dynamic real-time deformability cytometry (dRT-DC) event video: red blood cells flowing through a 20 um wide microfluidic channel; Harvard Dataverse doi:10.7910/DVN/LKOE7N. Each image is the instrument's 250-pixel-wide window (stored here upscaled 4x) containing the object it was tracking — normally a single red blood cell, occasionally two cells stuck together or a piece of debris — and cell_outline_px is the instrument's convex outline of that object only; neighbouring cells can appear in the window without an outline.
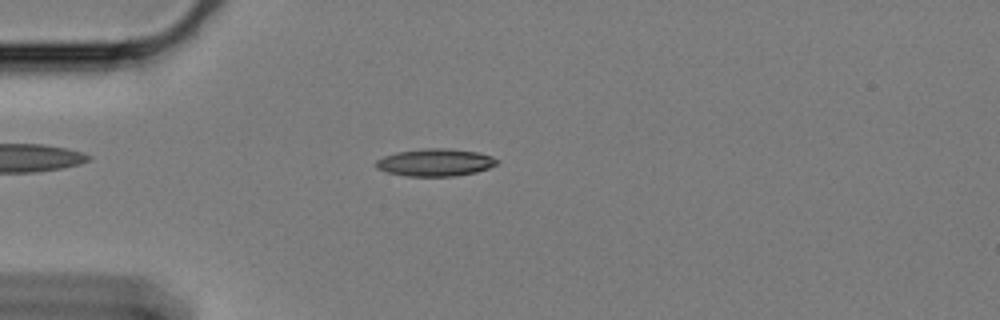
{"species": "Egyptian fruit bat (a non-hibernating species)", "species_latin": "Rousettus aegyptiacus", "temperature_condition": "cold", "stored_images_in_passage": 61, "camera_frame_rate_fps": 3000, "um_per_image_px": 0.085, "animal": {"sex": "female"}, "frame": {"image": 1, "passage_image": 17, "time_ms": 5.333, "image_size_px": [1000, 320], "cell_outline_px": [[500, 164], [476, 172], [452, 176], [408, 176], [388, 172], [376, 168], [376, 160], [384, 156], [396, 152], [424, 148], [448, 148], [476, 152], [492, 156], [500, 160]], "centroid_in_image_um": [37.03, 13.8], "position_along_channel_um": 48.0, "area_um2": 19.36}}
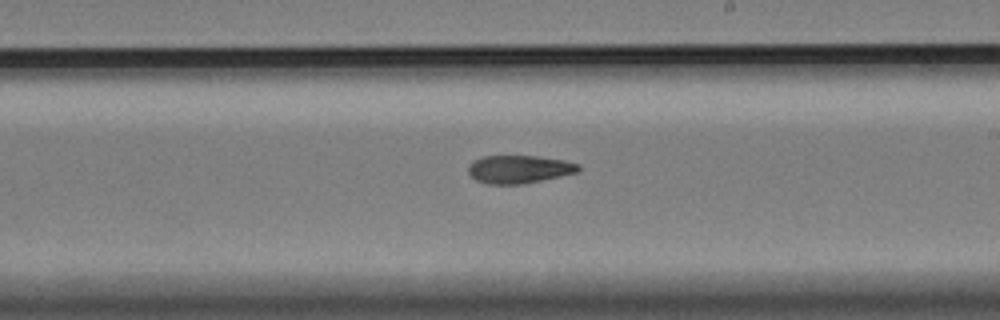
{"frame": {"image": 2, "passage_image": 36, "time_ms": 11.667, "image_size_px": [1000, 320], "cell_outline_px": [[580, 172], [520, 184], [488, 184], [476, 180], [468, 172], [468, 164], [472, 160], [484, 156], [536, 156], [564, 160], [580, 164]], "centroid_in_image_um": [44.11, 14.37], "position_along_channel_um": 244.9, "area_um2": 17.98}}
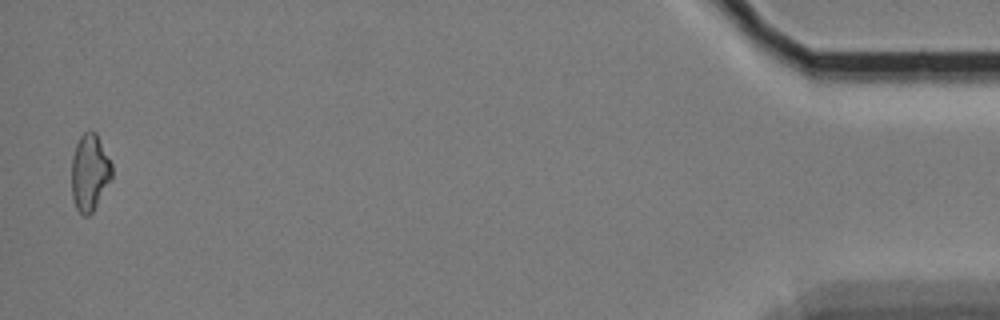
{"frame": {"image": 3, "passage_image": 60, "time_ms": 19.667, "image_size_px": [1000, 320], "cell_outline_px": [[112, 176], [92, 212], [88, 216], [84, 216], [76, 208], [72, 196], [72, 156], [76, 144], [80, 136], [84, 132], [96, 132], [112, 164]], "centroid_in_image_um": [7.61, 14.65], "position_along_channel_um": 427.6, "area_um2": 17.74}, "authors_computed_cell_mechanics": {"area_um2": 18.2648, "velocity_mm_per_s": 3.3414, "shape_relaxation_time_tau1_ms": null, "shape_relaxation_time_tau2_ms": 8.6751, "deformation_change_tau1": null, "deformation_change_tau2": 0.1638}}